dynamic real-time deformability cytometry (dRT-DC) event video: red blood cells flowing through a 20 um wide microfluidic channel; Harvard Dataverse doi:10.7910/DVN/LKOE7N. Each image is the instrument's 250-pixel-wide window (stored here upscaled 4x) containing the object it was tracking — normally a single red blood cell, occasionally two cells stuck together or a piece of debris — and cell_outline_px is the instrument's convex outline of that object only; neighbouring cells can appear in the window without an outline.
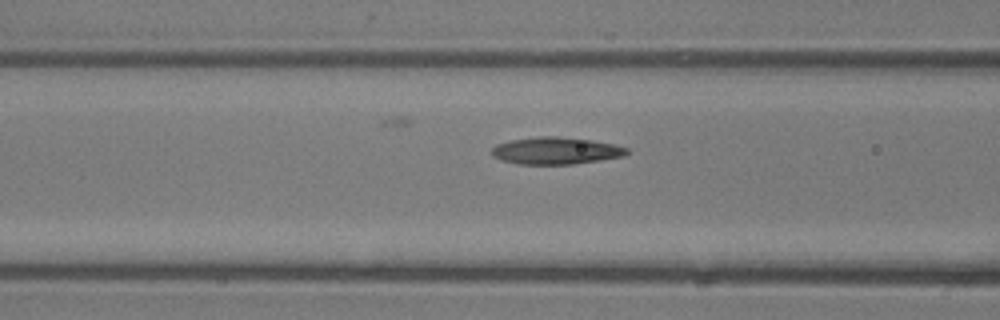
{"species": "common noctule bat (a hibernating species)", "species_latin": "Nyctalus noctula", "temperature_condition": "room temperature", "stored_images_in_passage": 13, "camera_frame_rate_fps": 3000, "um_per_image_px": 0.085, "animal": {"sex": "male", "body_mass_g": 13.3}, "frame": {"image": 1, "passage_image": 11, "time_ms": 3.333, "image_size_px": [1000, 320], "cell_outline_px": [[628, 152], [624, 156], [600, 160], [572, 164], [516, 164], [492, 156], [492, 148], [496, 144], [512, 140], [540, 136], [556, 136], [592, 140], [616, 144], [628, 148]], "centroid_in_image_um": [47.27, 12.81], "position_along_channel_um": 119.3, "area_um2": 21.27}}